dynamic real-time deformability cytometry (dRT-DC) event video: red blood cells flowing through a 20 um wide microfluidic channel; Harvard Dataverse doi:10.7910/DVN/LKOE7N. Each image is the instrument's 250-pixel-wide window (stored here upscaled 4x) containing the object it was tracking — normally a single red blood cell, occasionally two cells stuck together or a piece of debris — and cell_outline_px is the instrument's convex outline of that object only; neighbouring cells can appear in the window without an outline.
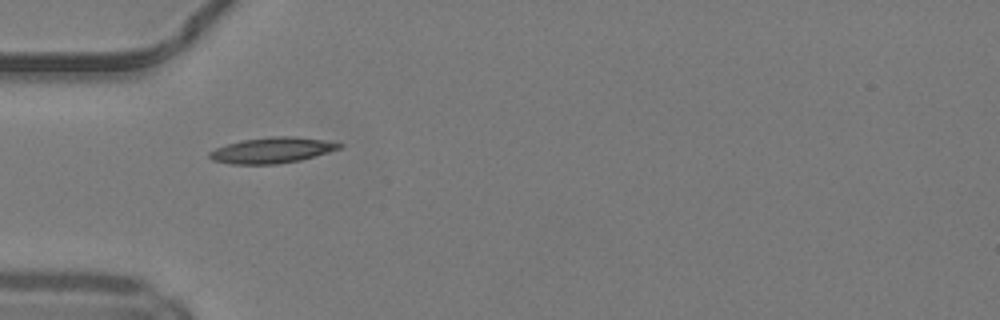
{"species": "common noctule bat (a hibernating species)", "species_latin": "Nyctalus noctula", "temperature_condition": "warm", "stored_images_in_passage": 5, "camera_frame_rate_fps": 3000, "um_per_image_px": 0.085, "animal": {"sex": "male", "body_mass_g": 19.2, "forearm_length_mm": 51.8}, "frame": {"image": 1, "passage_image": 1, "time_ms": 0.0, "image_size_px": [1000, 320], "cell_outline_px": [[344, 144], [340, 148], [328, 152], [300, 160], [276, 164], [232, 164], [212, 160], [208, 156], [208, 152], [216, 148], [228, 144], [244, 140], [268, 136], [296, 136], [324, 140]], "centroid_in_image_um": [23.11, 12.76], "position_along_channel_um": 61.9, "area_um2": 19.36}}
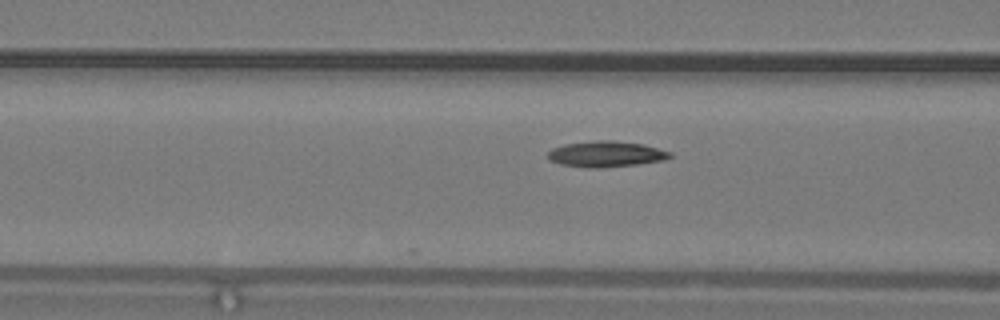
{"frame": {"image": 2, "passage_image": 5, "time_ms": 1.333, "image_size_px": [1000, 320], "cell_outline_px": [[672, 156], [664, 160], [636, 164], [600, 168], [588, 168], [560, 164], [548, 160], [548, 152], [552, 148], [564, 144], [596, 140], [612, 140], [644, 144], [672, 152]], "centroid_in_image_um": [51.5, 13.09], "position_along_channel_um": 115.1, "area_um2": 18.5}}